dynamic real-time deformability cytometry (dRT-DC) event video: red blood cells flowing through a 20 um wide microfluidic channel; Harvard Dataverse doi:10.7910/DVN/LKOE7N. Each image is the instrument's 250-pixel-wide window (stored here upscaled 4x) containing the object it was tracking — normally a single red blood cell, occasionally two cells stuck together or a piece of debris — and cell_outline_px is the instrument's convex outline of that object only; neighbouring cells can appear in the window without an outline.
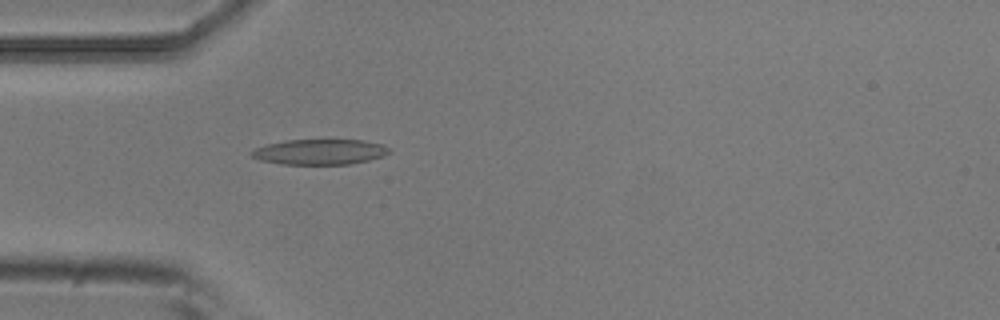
{"species": "common noctule bat (a hibernating species)", "species_latin": "Nyctalus noctula", "temperature_condition": "room temperature", "stored_images_in_passage": 5, "camera_frame_rate_fps": 3000, "um_per_image_px": 0.085, "animal": {"sex": "male", "body_mass_g": 20.5, "forearm_length_mm": 52.5}, "frame": {"image": 1, "passage_image": 5, "time_ms": 1.333, "image_size_px": [1000, 320], "cell_outline_px": [[392, 152], [384, 156], [352, 164], [280, 164], [260, 160], [252, 156], [252, 152], [256, 148], [268, 144], [284, 140], [364, 140], [384, 144]], "centroid_in_image_um": [27.24, 12.91], "position_along_channel_um": 57.8, "area_um2": 20.35}}